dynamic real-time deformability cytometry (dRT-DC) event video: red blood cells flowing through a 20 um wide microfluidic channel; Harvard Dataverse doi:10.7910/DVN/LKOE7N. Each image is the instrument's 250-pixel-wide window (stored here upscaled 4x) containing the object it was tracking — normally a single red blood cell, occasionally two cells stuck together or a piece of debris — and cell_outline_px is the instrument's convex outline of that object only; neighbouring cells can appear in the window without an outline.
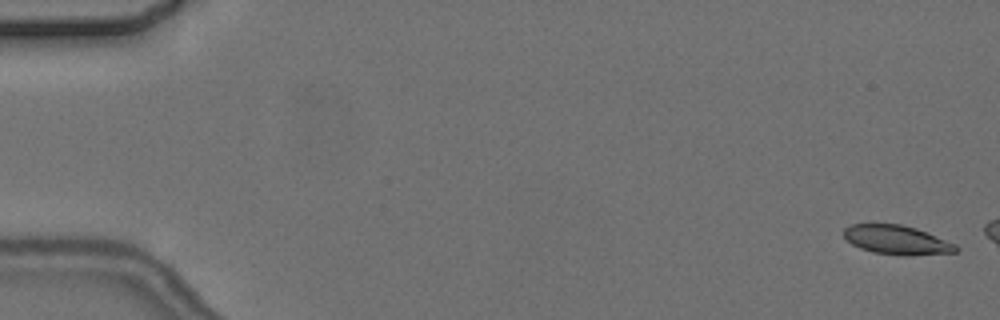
{"species": "common noctule bat (a hibernating species)", "species_latin": "Nyctalus noctula", "temperature_condition": "cold", "stored_images_in_passage": 4, "camera_frame_rate_fps": 3000, "um_per_image_px": 0.085, "animal": {"sex": "female", "body_mass_g": 24.6, "forearm_length_mm": 56.2}, "frame": {"image": 1, "passage_image": 1, "time_ms": 0.0, "image_size_px": [1000, 320], "cell_outline_px": [[960, 248], [956, 252], [908, 256], [904, 256], [872, 252], [860, 248], [852, 244], [844, 236], [844, 228], [852, 224], [900, 224], [916, 228], [956, 244]], "centroid_in_image_um": [76.24, 20.4], "position_along_channel_um": 8.8, "area_um2": 19.02}}